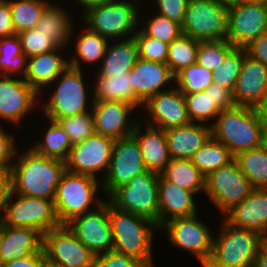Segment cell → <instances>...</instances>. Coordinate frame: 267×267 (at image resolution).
I'll return each mask as SVG.
<instances>
[{
	"label": "cell",
	"instance_id": "484cf974",
	"mask_svg": "<svg viewBox=\"0 0 267 267\" xmlns=\"http://www.w3.org/2000/svg\"><path fill=\"white\" fill-rule=\"evenodd\" d=\"M164 131L171 159H191L212 136L211 125L195 122Z\"/></svg>",
	"mask_w": 267,
	"mask_h": 267
},
{
	"label": "cell",
	"instance_id": "e575fe53",
	"mask_svg": "<svg viewBox=\"0 0 267 267\" xmlns=\"http://www.w3.org/2000/svg\"><path fill=\"white\" fill-rule=\"evenodd\" d=\"M234 160L254 189H267V152L258 147L238 153Z\"/></svg>",
	"mask_w": 267,
	"mask_h": 267
},
{
	"label": "cell",
	"instance_id": "d590c367",
	"mask_svg": "<svg viewBox=\"0 0 267 267\" xmlns=\"http://www.w3.org/2000/svg\"><path fill=\"white\" fill-rule=\"evenodd\" d=\"M48 124L44 140L42 142L38 140L31 149L39 155L65 161L73 145L56 121L49 120Z\"/></svg>",
	"mask_w": 267,
	"mask_h": 267
},
{
	"label": "cell",
	"instance_id": "603a6c76",
	"mask_svg": "<svg viewBox=\"0 0 267 267\" xmlns=\"http://www.w3.org/2000/svg\"><path fill=\"white\" fill-rule=\"evenodd\" d=\"M194 195L158 174L159 228L173 218L198 214Z\"/></svg>",
	"mask_w": 267,
	"mask_h": 267
},
{
	"label": "cell",
	"instance_id": "60d3db41",
	"mask_svg": "<svg viewBox=\"0 0 267 267\" xmlns=\"http://www.w3.org/2000/svg\"><path fill=\"white\" fill-rule=\"evenodd\" d=\"M187 113L191 122L204 123L216 120L221 109L205 91L184 93Z\"/></svg>",
	"mask_w": 267,
	"mask_h": 267
},
{
	"label": "cell",
	"instance_id": "cb8c5ba5",
	"mask_svg": "<svg viewBox=\"0 0 267 267\" xmlns=\"http://www.w3.org/2000/svg\"><path fill=\"white\" fill-rule=\"evenodd\" d=\"M130 77L134 93L143 103L150 96L168 90L164 87L175 81V76L167 64L140 58L130 71Z\"/></svg>",
	"mask_w": 267,
	"mask_h": 267
},
{
	"label": "cell",
	"instance_id": "52a82bcc",
	"mask_svg": "<svg viewBox=\"0 0 267 267\" xmlns=\"http://www.w3.org/2000/svg\"><path fill=\"white\" fill-rule=\"evenodd\" d=\"M229 1L189 0L183 23V35L192 39H226L228 32Z\"/></svg>",
	"mask_w": 267,
	"mask_h": 267
},
{
	"label": "cell",
	"instance_id": "f6af8a7d",
	"mask_svg": "<svg viewBox=\"0 0 267 267\" xmlns=\"http://www.w3.org/2000/svg\"><path fill=\"white\" fill-rule=\"evenodd\" d=\"M152 17L147 21L139 22L147 25L145 27L143 26V29L141 28V31L145 35L170 44L183 34L181 24L159 14Z\"/></svg>",
	"mask_w": 267,
	"mask_h": 267
},
{
	"label": "cell",
	"instance_id": "94428289",
	"mask_svg": "<svg viewBox=\"0 0 267 267\" xmlns=\"http://www.w3.org/2000/svg\"><path fill=\"white\" fill-rule=\"evenodd\" d=\"M200 263L203 267H229L223 263H220L214 259L211 255L207 256L203 260H200Z\"/></svg>",
	"mask_w": 267,
	"mask_h": 267
},
{
	"label": "cell",
	"instance_id": "91938a15",
	"mask_svg": "<svg viewBox=\"0 0 267 267\" xmlns=\"http://www.w3.org/2000/svg\"><path fill=\"white\" fill-rule=\"evenodd\" d=\"M252 267H267V251L265 249H261L254 259Z\"/></svg>",
	"mask_w": 267,
	"mask_h": 267
},
{
	"label": "cell",
	"instance_id": "f907efd6",
	"mask_svg": "<svg viewBox=\"0 0 267 267\" xmlns=\"http://www.w3.org/2000/svg\"><path fill=\"white\" fill-rule=\"evenodd\" d=\"M17 148L15 146V137L4 131L0 125V170H11L15 160Z\"/></svg>",
	"mask_w": 267,
	"mask_h": 267
},
{
	"label": "cell",
	"instance_id": "4fadbf2b",
	"mask_svg": "<svg viewBox=\"0 0 267 267\" xmlns=\"http://www.w3.org/2000/svg\"><path fill=\"white\" fill-rule=\"evenodd\" d=\"M267 32V5L247 0L229 1L226 39L234 47H244Z\"/></svg>",
	"mask_w": 267,
	"mask_h": 267
},
{
	"label": "cell",
	"instance_id": "8992f818",
	"mask_svg": "<svg viewBox=\"0 0 267 267\" xmlns=\"http://www.w3.org/2000/svg\"><path fill=\"white\" fill-rule=\"evenodd\" d=\"M106 199L115 208L145 217L159 227L157 172H143L115 189Z\"/></svg>",
	"mask_w": 267,
	"mask_h": 267
},
{
	"label": "cell",
	"instance_id": "f5cc1de1",
	"mask_svg": "<svg viewBox=\"0 0 267 267\" xmlns=\"http://www.w3.org/2000/svg\"><path fill=\"white\" fill-rule=\"evenodd\" d=\"M243 48L246 55L254 60L260 61L267 67V32L251 40Z\"/></svg>",
	"mask_w": 267,
	"mask_h": 267
},
{
	"label": "cell",
	"instance_id": "44dd1931",
	"mask_svg": "<svg viewBox=\"0 0 267 267\" xmlns=\"http://www.w3.org/2000/svg\"><path fill=\"white\" fill-rule=\"evenodd\" d=\"M267 92V67L246 55L233 89L236 106L254 107Z\"/></svg>",
	"mask_w": 267,
	"mask_h": 267
},
{
	"label": "cell",
	"instance_id": "3957f363",
	"mask_svg": "<svg viewBox=\"0 0 267 267\" xmlns=\"http://www.w3.org/2000/svg\"><path fill=\"white\" fill-rule=\"evenodd\" d=\"M109 219L116 252L136 258L152 266L153 232L160 228L151 220L121 211L109 202Z\"/></svg>",
	"mask_w": 267,
	"mask_h": 267
},
{
	"label": "cell",
	"instance_id": "83f0119b",
	"mask_svg": "<svg viewBox=\"0 0 267 267\" xmlns=\"http://www.w3.org/2000/svg\"><path fill=\"white\" fill-rule=\"evenodd\" d=\"M142 125L144 124L138 121L132 135L138 141L146 169L160 174L171 160L165 131L147 124ZM141 127L146 128L143 134Z\"/></svg>",
	"mask_w": 267,
	"mask_h": 267
},
{
	"label": "cell",
	"instance_id": "5bb4252c",
	"mask_svg": "<svg viewBox=\"0 0 267 267\" xmlns=\"http://www.w3.org/2000/svg\"><path fill=\"white\" fill-rule=\"evenodd\" d=\"M147 171L138 141L133 135L115 140L106 176L101 180L102 191L109 196L115 189Z\"/></svg>",
	"mask_w": 267,
	"mask_h": 267
},
{
	"label": "cell",
	"instance_id": "74e56055",
	"mask_svg": "<svg viewBox=\"0 0 267 267\" xmlns=\"http://www.w3.org/2000/svg\"><path fill=\"white\" fill-rule=\"evenodd\" d=\"M8 1L16 34L35 28L45 8L50 4V1L47 0Z\"/></svg>",
	"mask_w": 267,
	"mask_h": 267
},
{
	"label": "cell",
	"instance_id": "11a10c76",
	"mask_svg": "<svg viewBox=\"0 0 267 267\" xmlns=\"http://www.w3.org/2000/svg\"><path fill=\"white\" fill-rule=\"evenodd\" d=\"M45 265V253H34L21 259L5 262L1 264V267H44Z\"/></svg>",
	"mask_w": 267,
	"mask_h": 267
},
{
	"label": "cell",
	"instance_id": "be15d7a7",
	"mask_svg": "<svg viewBox=\"0 0 267 267\" xmlns=\"http://www.w3.org/2000/svg\"><path fill=\"white\" fill-rule=\"evenodd\" d=\"M262 243H263V249L267 251V229L262 235Z\"/></svg>",
	"mask_w": 267,
	"mask_h": 267
},
{
	"label": "cell",
	"instance_id": "e7e4bbea",
	"mask_svg": "<svg viewBox=\"0 0 267 267\" xmlns=\"http://www.w3.org/2000/svg\"><path fill=\"white\" fill-rule=\"evenodd\" d=\"M247 1H251V2H257V3H263L267 5V0H247Z\"/></svg>",
	"mask_w": 267,
	"mask_h": 267
},
{
	"label": "cell",
	"instance_id": "bcb514c9",
	"mask_svg": "<svg viewBox=\"0 0 267 267\" xmlns=\"http://www.w3.org/2000/svg\"><path fill=\"white\" fill-rule=\"evenodd\" d=\"M17 36L26 57L48 53L60 47L52 38L36 28L22 31Z\"/></svg>",
	"mask_w": 267,
	"mask_h": 267
},
{
	"label": "cell",
	"instance_id": "7c38bea8",
	"mask_svg": "<svg viewBox=\"0 0 267 267\" xmlns=\"http://www.w3.org/2000/svg\"><path fill=\"white\" fill-rule=\"evenodd\" d=\"M253 189L234 160L206 177L204 192L216 208L226 215L248 197Z\"/></svg>",
	"mask_w": 267,
	"mask_h": 267
},
{
	"label": "cell",
	"instance_id": "816d5d0a",
	"mask_svg": "<svg viewBox=\"0 0 267 267\" xmlns=\"http://www.w3.org/2000/svg\"><path fill=\"white\" fill-rule=\"evenodd\" d=\"M205 92L210 95L213 102L221 109L227 110L236 106L233 91L229 88L212 83Z\"/></svg>",
	"mask_w": 267,
	"mask_h": 267
},
{
	"label": "cell",
	"instance_id": "c3c4849f",
	"mask_svg": "<svg viewBox=\"0 0 267 267\" xmlns=\"http://www.w3.org/2000/svg\"><path fill=\"white\" fill-rule=\"evenodd\" d=\"M95 267H154L150 263L116 252L108 251L97 256Z\"/></svg>",
	"mask_w": 267,
	"mask_h": 267
},
{
	"label": "cell",
	"instance_id": "9c48e42d",
	"mask_svg": "<svg viewBox=\"0 0 267 267\" xmlns=\"http://www.w3.org/2000/svg\"><path fill=\"white\" fill-rule=\"evenodd\" d=\"M16 195V197H15ZM18 199H13L14 197ZM0 216V224L9 227H30L43 235L62 226L54 200L11 194Z\"/></svg>",
	"mask_w": 267,
	"mask_h": 267
},
{
	"label": "cell",
	"instance_id": "db71d44e",
	"mask_svg": "<svg viewBox=\"0 0 267 267\" xmlns=\"http://www.w3.org/2000/svg\"><path fill=\"white\" fill-rule=\"evenodd\" d=\"M16 35L8 0H0V38Z\"/></svg>",
	"mask_w": 267,
	"mask_h": 267
},
{
	"label": "cell",
	"instance_id": "277c9868",
	"mask_svg": "<svg viewBox=\"0 0 267 267\" xmlns=\"http://www.w3.org/2000/svg\"><path fill=\"white\" fill-rule=\"evenodd\" d=\"M97 178L66 171L59 182L54 203L59 221L66 225L74 217L91 211L94 203L98 207L104 199L97 198L101 188Z\"/></svg>",
	"mask_w": 267,
	"mask_h": 267
},
{
	"label": "cell",
	"instance_id": "d4e9b609",
	"mask_svg": "<svg viewBox=\"0 0 267 267\" xmlns=\"http://www.w3.org/2000/svg\"><path fill=\"white\" fill-rule=\"evenodd\" d=\"M225 217L224 219L235 227L263 235L267 229V189H253L251 194Z\"/></svg>",
	"mask_w": 267,
	"mask_h": 267
},
{
	"label": "cell",
	"instance_id": "d6986e66",
	"mask_svg": "<svg viewBox=\"0 0 267 267\" xmlns=\"http://www.w3.org/2000/svg\"><path fill=\"white\" fill-rule=\"evenodd\" d=\"M40 94L20 77L0 75V118L20 125L35 105Z\"/></svg>",
	"mask_w": 267,
	"mask_h": 267
},
{
	"label": "cell",
	"instance_id": "680465c9",
	"mask_svg": "<svg viewBox=\"0 0 267 267\" xmlns=\"http://www.w3.org/2000/svg\"><path fill=\"white\" fill-rule=\"evenodd\" d=\"M81 6H83L84 11L82 14L84 15L89 10L108 4L112 0H76Z\"/></svg>",
	"mask_w": 267,
	"mask_h": 267
},
{
	"label": "cell",
	"instance_id": "f35d334b",
	"mask_svg": "<svg viewBox=\"0 0 267 267\" xmlns=\"http://www.w3.org/2000/svg\"><path fill=\"white\" fill-rule=\"evenodd\" d=\"M198 40L181 35L169 44L166 64L175 76L184 68L197 63Z\"/></svg>",
	"mask_w": 267,
	"mask_h": 267
},
{
	"label": "cell",
	"instance_id": "7dc6e473",
	"mask_svg": "<svg viewBox=\"0 0 267 267\" xmlns=\"http://www.w3.org/2000/svg\"><path fill=\"white\" fill-rule=\"evenodd\" d=\"M134 38L140 59L166 64L169 44L145 35L140 29H138Z\"/></svg>",
	"mask_w": 267,
	"mask_h": 267
},
{
	"label": "cell",
	"instance_id": "7bdbcfd3",
	"mask_svg": "<svg viewBox=\"0 0 267 267\" xmlns=\"http://www.w3.org/2000/svg\"><path fill=\"white\" fill-rule=\"evenodd\" d=\"M233 48L227 39L198 41L197 63L213 72Z\"/></svg>",
	"mask_w": 267,
	"mask_h": 267
},
{
	"label": "cell",
	"instance_id": "ac0fdd59",
	"mask_svg": "<svg viewBox=\"0 0 267 267\" xmlns=\"http://www.w3.org/2000/svg\"><path fill=\"white\" fill-rule=\"evenodd\" d=\"M170 88L150 96L143 103L142 107L150 117L147 125L166 130L191 123L184 93L177 87Z\"/></svg>",
	"mask_w": 267,
	"mask_h": 267
},
{
	"label": "cell",
	"instance_id": "5b68a950",
	"mask_svg": "<svg viewBox=\"0 0 267 267\" xmlns=\"http://www.w3.org/2000/svg\"><path fill=\"white\" fill-rule=\"evenodd\" d=\"M136 3L129 0H112L82 15L87 28L112 40L129 39L137 33L141 21ZM138 27V28H137ZM127 36V37H126Z\"/></svg>",
	"mask_w": 267,
	"mask_h": 267
},
{
	"label": "cell",
	"instance_id": "d6a6232c",
	"mask_svg": "<svg viewBox=\"0 0 267 267\" xmlns=\"http://www.w3.org/2000/svg\"><path fill=\"white\" fill-rule=\"evenodd\" d=\"M161 174L167 180L196 195L205 191L206 177L191 159H171Z\"/></svg>",
	"mask_w": 267,
	"mask_h": 267
},
{
	"label": "cell",
	"instance_id": "8fae6325",
	"mask_svg": "<svg viewBox=\"0 0 267 267\" xmlns=\"http://www.w3.org/2000/svg\"><path fill=\"white\" fill-rule=\"evenodd\" d=\"M46 265L51 267H95L97 256L62 225L43 235Z\"/></svg>",
	"mask_w": 267,
	"mask_h": 267
},
{
	"label": "cell",
	"instance_id": "1f68e13d",
	"mask_svg": "<svg viewBox=\"0 0 267 267\" xmlns=\"http://www.w3.org/2000/svg\"><path fill=\"white\" fill-rule=\"evenodd\" d=\"M82 33L75 37V54L69 60V66L81 70V62L83 64H95L103 60L108 43L107 38L98 33L90 31L87 27L82 29ZM81 35V36H80ZM82 60V61H80Z\"/></svg>",
	"mask_w": 267,
	"mask_h": 267
},
{
	"label": "cell",
	"instance_id": "6da1fadb",
	"mask_svg": "<svg viewBox=\"0 0 267 267\" xmlns=\"http://www.w3.org/2000/svg\"><path fill=\"white\" fill-rule=\"evenodd\" d=\"M66 172L65 161L18 151L11 167L13 193L54 200L56 188Z\"/></svg>",
	"mask_w": 267,
	"mask_h": 267
},
{
	"label": "cell",
	"instance_id": "30bf717a",
	"mask_svg": "<svg viewBox=\"0 0 267 267\" xmlns=\"http://www.w3.org/2000/svg\"><path fill=\"white\" fill-rule=\"evenodd\" d=\"M82 69H75L68 66L55 80L54 92L48 102L42 106V111L47 120L56 121L70 115H78L92 110L87 108L89 103L87 96L89 90ZM58 82V83H57ZM56 83V84H55Z\"/></svg>",
	"mask_w": 267,
	"mask_h": 267
},
{
	"label": "cell",
	"instance_id": "9f6ffc18",
	"mask_svg": "<svg viewBox=\"0 0 267 267\" xmlns=\"http://www.w3.org/2000/svg\"><path fill=\"white\" fill-rule=\"evenodd\" d=\"M13 192L11 170L0 172V216Z\"/></svg>",
	"mask_w": 267,
	"mask_h": 267
},
{
	"label": "cell",
	"instance_id": "e0dca14e",
	"mask_svg": "<svg viewBox=\"0 0 267 267\" xmlns=\"http://www.w3.org/2000/svg\"><path fill=\"white\" fill-rule=\"evenodd\" d=\"M197 217L198 214L173 218L164 223L160 229H166L164 231L172 246L189 251L200 261L211 255L214 235Z\"/></svg>",
	"mask_w": 267,
	"mask_h": 267
},
{
	"label": "cell",
	"instance_id": "6f0895ef",
	"mask_svg": "<svg viewBox=\"0 0 267 267\" xmlns=\"http://www.w3.org/2000/svg\"><path fill=\"white\" fill-rule=\"evenodd\" d=\"M253 108L261 123L267 125V92Z\"/></svg>",
	"mask_w": 267,
	"mask_h": 267
},
{
	"label": "cell",
	"instance_id": "4316f807",
	"mask_svg": "<svg viewBox=\"0 0 267 267\" xmlns=\"http://www.w3.org/2000/svg\"><path fill=\"white\" fill-rule=\"evenodd\" d=\"M65 47L60 46L54 51L43 53L26 60V72L24 80L39 94L47 86H51L54 80L69 66V60L58 54Z\"/></svg>",
	"mask_w": 267,
	"mask_h": 267
},
{
	"label": "cell",
	"instance_id": "2e32d148",
	"mask_svg": "<svg viewBox=\"0 0 267 267\" xmlns=\"http://www.w3.org/2000/svg\"><path fill=\"white\" fill-rule=\"evenodd\" d=\"M74 217L66 225L96 256L113 249L114 240L109 219V201Z\"/></svg>",
	"mask_w": 267,
	"mask_h": 267
},
{
	"label": "cell",
	"instance_id": "6125c7cd",
	"mask_svg": "<svg viewBox=\"0 0 267 267\" xmlns=\"http://www.w3.org/2000/svg\"><path fill=\"white\" fill-rule=\"evenodd\" d=\"M265 152H267V125H263L261 132V146Z\"/></svg>",
	"mask_w": 267,
	"mask_h": 267
},
{
	"label": "cell",
	"instance_id": "ba28073f",
	"mask_svg": "<svg viewBox=\"0 0 267 267\" xmlns=\"http://www.w3.org/2000/svg\"><path fill=\"white\" fill-rule=\"evenodd\" d=\"M262 248L261 234L224 220L220 233L213 238L211 256L229 267H252Z\"/></svg>",
	"mask_w": 267,
	"mask_h": 267
},
{
	"label": "cell",
	"instance_id": "836d02e7",
	"mask_svg": "<svg viewBox=\"0 0 267 267\" xmlns=\"http://www.w3.org/2000/svg\"><path fill=\"white\" fill-rule=\"evenodd\" d=\"M235 156L231 151L212 136L191 158L192 163L207 177L221 167L233 162Z\"/></svg>",
	"mask_w": 267,
	"mask_h": 267
},
{
	"label": "cell",
	"instance_id": "b9f144b4",
	"mask_svg": "<svg viewBox=\"0 0 267 267\" xmlns=\"http://www.w3.org/2000/svg\"><path fill=\"white\" fill-rule=\"evenodd\" d=\"M243 63V48L234 47L221 64L213 71L214 84L229 88L233 91Z\"/></svg>",
	"mask_w": 267,
	"mask_h": 267
},
{
	"label": "cell",
	"instance_id": "ffe728a7",
	"mask_svg": "<svg viewBox=\"0 0 267 267\" xmlns=\"http://www.w3.org/2000/svg\"><path fill=\"white\" fill-rule=\"evenodd\" d=\"M90 105L95 133L113 140L132 135L139 121L137 118L132 123L128 119L134 113L133 110L137 109L134 105L115 101H92Z\"/></svg>",
	"mask_w": 267,
	"mask_h": 267
},
{
	"label": "cell",
	"instance_id": "ab89813d",
	"mask_svg": "<svg viewBox=\"0 0 267 267\" xmlns=\"http://www.w3.org/2000/svg\"><path fill=\"white\" fill-rule=\"evenodd\" d=\"M213 72L195 63L175 75L177 88L183 93L205 91L213 83Z\"/></svg>",
	"mask_w": 267,
	"mask_h": 267
},
{
	"label": "cell",
	"instance_id": "ee69618b",
	"mask_svg": "<svg viewBox=\"0 0 267 267\" xmlns=\"http://www.w3.org/2000/svg\"><path fill=\"white\" fill-rule=\"evenodd\" d=\"M56 122L68 135L72 145L82 142L95 133L94 119L91 111L57 119Z\"/></svg>",
	"mask_w": 267,
	"mask_h": 267
},
{
	"label": "cell",
	"instance_id": "4dcf8cb0",
	"mask_svg": "<svg viewBox=\"0 0 267 267\" xmlns=\"http://www.w3.org/2000/svg\"><path fill=\"white\" fill-rule=\"evenodd\" d=\"M60 5L50 3L44 10L36 29L52 38L59 46L65 47L71 42L73 20ZM72 21V22H71Z\"/></svg>",
	"mask_w": 267,
	"mask_h": 267
},
{
	"label": "cell",
	"instance_id": "7402d4cb",
	"mask_svg": "<svg viewBox=\"0 0 267 267\" xmlns=\"http://www.w3.org/2000/svg\"><path fill=\"white\" fill-rule=\"evenodd\" d=\"M34 253H44L43 234L30 227H9L0 224V264Z\"/></svg>",
	"mask_w": 267,
	"mask_h": 267
},
{
	"label": "cell",
	"instance_id": "8d00e7d4",
	"mask_svg": "<svg viewBox=\"0 0 267 267\" xmlns=\"http://www.w3.org/2000/svg\"><path fill=\"white\" fill-rule=\"evenodd\" d=\"M26 60L17 34L0 38V75L11 77L21 74L23 79Z\"/></svg>",
	"mask_w": 267,
	"mask_h": 267
},
{
	"label": "cell",
	"instance_id": "f546056e",
	"mask_svg": "<svg viewBox=\"0 0 267 267\" xmlns=\"http://www.w3.org/2000/svg\"><path fill=\"white\" fill-rule=\"evenodd\" d=\"M118 41V43H117ZM138 49L134 37L116 40V44L108 43L101 61L98 74H121L130 72L138 60Z\"/></svg>",
	"mask_w": 267,
	"mask_h": 267
},
{
	"label": "cell",
	"instance_id": "f1b7e54d",
	"mask_svg": "<svg viewBox=\"0 0 267 267\" xmlns=\"http://www.w3.org/2000/svg\"><path fill=\"white\" fill-rule=\"evenodd\" d=\"M92 101H115L142 108L143 102L135 95L130 72L121 74H98L95 80Z\"/></svg>",
	"mask_w": 267,
	"mask_h": 267
},
{
	"label": "cell",
	"instance_id": "681fc988",
	"mask_svg": "<svg viewBox=\"0 0 267 267\" xmlns=\"http://www.w3.org/2000/svg\"><path fill=\"white\" fill-rule=\"evenodd\" d=\"M158 14L179 24L183 23L189 0H154Z\"/></svg>",
	"mask_w": 267,
	"mask_h": 267
},
{
	"label": "cell",
	"instance_id": "7a4b0ae2",
	"mask_svg": "<svg viewBox=\"0 0 267 267\" xmlns=\"http://www.w3.org/2000/svg\"><path fill=\"white\" fill-rule=\"evenodd\" d=\"M210 123L212 137L222 142L234 156L261 146L263 124L253 107L235 106L222 110Z\"/></svg>",
	"mask_w": 267,
	"mask_h": 267
},
{
	"label": "cell",
	"instance_id": "9a60e30c",
	"mask_svg": "<svg viewBox=\"0 0 267 267\" xmlns=\"http://www.w3.org/2000/svg\"><path fill=\"white\" fill-rule=\"evenodd\" d=\"M114 142L111 138L94 133L74 144L65 160L66 171L97 178L96 175L103 169V179L110 166Z\"/></svg>",
	"mask_w": 267,
	"mask_h": 267
}]
</instances>
